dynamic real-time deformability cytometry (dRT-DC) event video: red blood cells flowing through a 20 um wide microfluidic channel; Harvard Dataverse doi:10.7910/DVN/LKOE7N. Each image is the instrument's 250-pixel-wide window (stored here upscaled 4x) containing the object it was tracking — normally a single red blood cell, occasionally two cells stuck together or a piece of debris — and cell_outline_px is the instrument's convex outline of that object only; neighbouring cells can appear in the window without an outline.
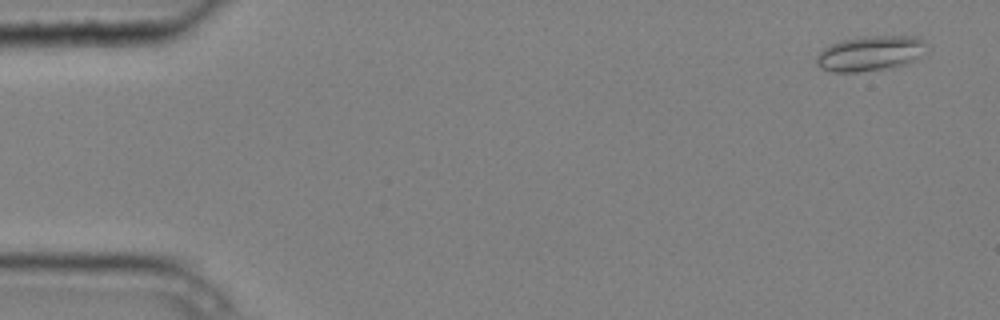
{"species": "common noctule bat (a hibernating species)", "species_latin": "Nyctalus noctula", "temperature_condition": "cold", "stored_images_in_passage": 8, "camera_frame_rate_fps": 3000, "um_per_image_px": 0.085, "animal": {"sex": "male", "body_mass_g": 20.4}, "frame": {"image": 1, "passage_image": 1, "time_ms": 0.0, "image_size_px": [1000, 320], "cell_outline_px": [[932, 48], [928, 52], [916, 60], [908, 64], [892, 68], [856, 72], [832, 72], [820, 68], [816, 64], [816, 56], [824, 48], [840, 40], [856, 36], [916, 36], [924, 40]], "centroid_in_image_um": [74.06, 4.53], "position_along_channel_um": 10.9, "area_um2": 23.35}}
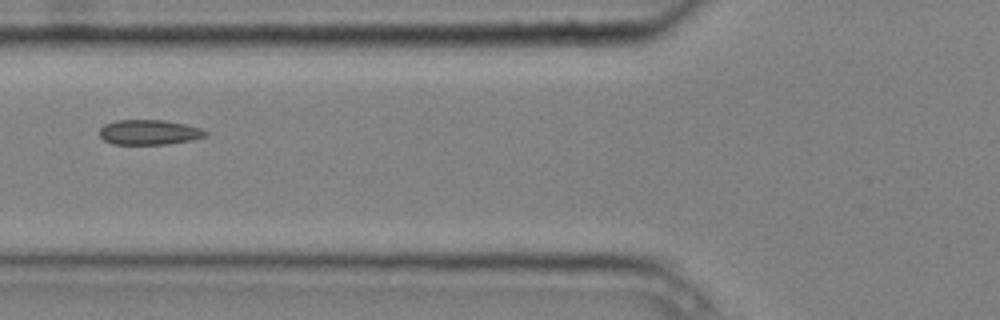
{"frame": {"image": 2, "passage_image": 5, "time_ms": 1.333, "image_size_px": [1000, 320], "cell_outline_px": [[208, 136], [168, 144], [112, 144], [104, 140], [100, 136], [100, 128], [104, 124], [116, 120], [164, 120], [184, 124], [200, 128], [208, 132]], "centroid_in_image_um": [12.66, 11.24], "position_along_channel_um": 113.1, "area_um2": 15.37}}
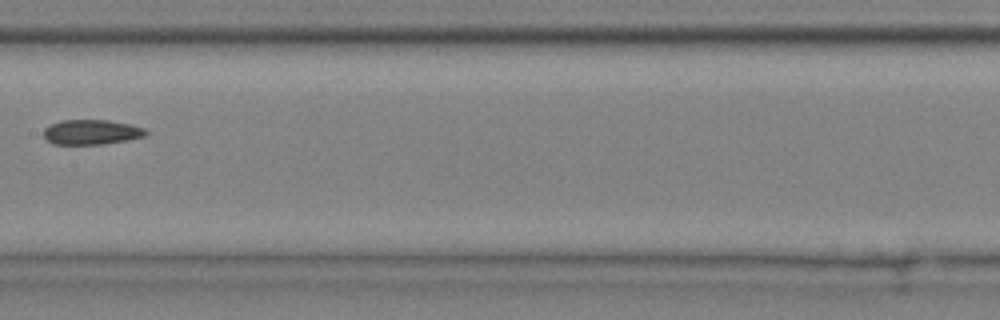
{"frame": {"image": 3, "passage_image": 7, "time_ms": 2.0, "image_size_px": [1000, 320], "cell_outline_px": [[148, 132], [144, 136], [104, 144], [52, 144], [44, 136], [44, 128], [60, 120], [108, 120], [128, 124], [144, 128]], "centroid_in_image_um": [7.74, 11.22], "position_along_channel_um": 199.7, "area_um2": 14.62}}